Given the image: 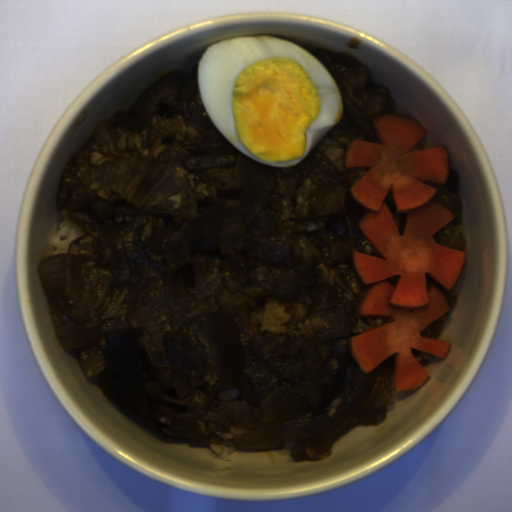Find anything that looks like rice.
Here are the masks:
<instances>
[{
    "mask_svg": "<svg viewBox=\"0 0 512 512\" xmlns=\"http://www.w3.org/2000/svg\"><path fill=\"white\" fill-rule=\"evenodd\" d=\"M315 147L324 152L336 169L343 171L348 168L345 164L347 158L345 143L325 135Z\"/></svg>",
    "mask_w": 512,
    "mask_h": 512,
    "instance_id": "rice-3",
    "label": "rice"
},
{
    "mask_svg": "<svg viewBox=\"0 0 512 512\" xmlns=\"http://www.w3.org/2000/svg\"><path fill=\"white\" fill-rule=\"evenodd\" d=\"M265 314L260 330L272 333L285 332L292 315L287 306L279 301H268L264 307Z\"/></svg>",
    "mask_w": 512,
    "mask_h": 512,
    "instance_id": "rice-1",
    "label": "rice"
},
{
    "mask_svg": "<svg viewBox=\"0 0 512 512\" xmlns=\"http://www.w3.org/2000/svg\"><path fill=\"white\" fill-rule=\"evenodd\" d=\"M85 235L74 220L63 218L58 225L57 232L50 242L54 246L52 256L56 254H68L69 244L79 236Z\"/></svg>",
    "mask_w": 512,
    "mask_h": 512,
    "instance_id": "rice-2",
    "label": "rice"
},
{
    "mask_svg": "<svg viewBox=\"0 0 512 512\" xmlns=\"http://www.w3.org/2000/svg\"><path fill=\"white\" fill-rule=\"evenodd\" d=\"M209 448L211 452L220 459V461H230L234 451H238L239 449L229 440L222 441L216 438L210 440Z\"/></svg>",
    "mask_w": 512,
    "mask_h": 512,
    "instance_id": "rice-4",
    "label": "rice"
}]
</instances>
